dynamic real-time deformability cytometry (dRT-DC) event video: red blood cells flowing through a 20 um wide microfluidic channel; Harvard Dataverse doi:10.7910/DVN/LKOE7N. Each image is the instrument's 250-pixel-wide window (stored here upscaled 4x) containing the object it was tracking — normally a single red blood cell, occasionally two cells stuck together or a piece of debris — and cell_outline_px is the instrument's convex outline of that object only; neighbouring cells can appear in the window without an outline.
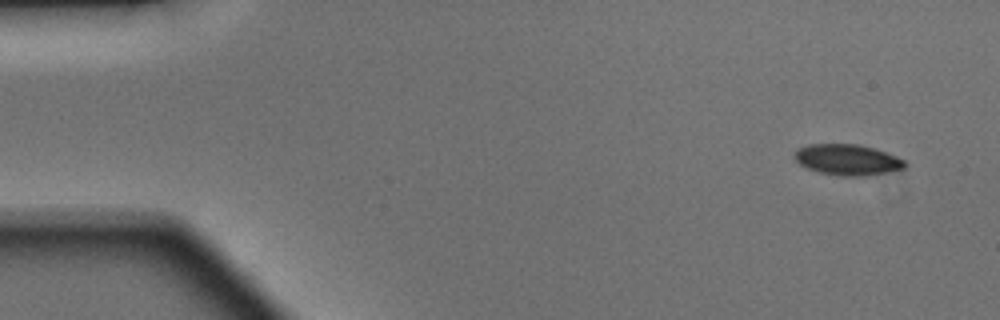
{"species": "Egyptian fruit bat (a non-hibernating species)", "species_latin": "Rousettus aegyptiacus", "temperature_condition": "warm", "stored_images_in_passage": 8, "camera_frame_rate_fps": 3000, "um_per_image_px": 0.085, "animal": {"sex": "male"}, "frame": {"image": 1, "passage_image": 1, "time_ms": 0.0, "image_size_px": [1000, 320], "cell_outline_px": [[908, 164], [904, 168], [864, 176], [840, 176], [820, 172], [808, 168], [800, 164], [792, 156], [796, 148], [808, 144], [860, 144], [896, 156], [904, 160]], "centroid_in_image_um": [71.99, 13.56], "position_along_channel_um": 13.0, "area_um2": 19.77}}